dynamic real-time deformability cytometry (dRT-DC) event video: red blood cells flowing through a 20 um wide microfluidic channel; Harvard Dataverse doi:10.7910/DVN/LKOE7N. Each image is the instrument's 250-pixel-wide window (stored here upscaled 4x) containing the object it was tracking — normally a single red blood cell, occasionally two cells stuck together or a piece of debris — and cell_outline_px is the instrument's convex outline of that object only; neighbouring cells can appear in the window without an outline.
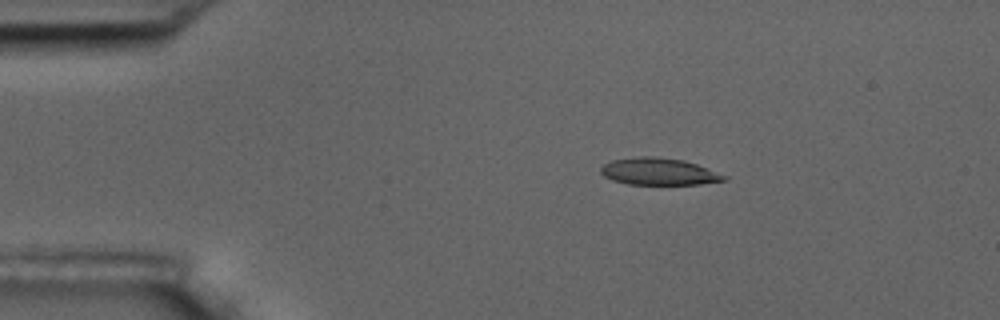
{"species": "common noctule bat (a hibernating species)", "species_latin": "Nyctalus noctula", "temperature_condition": "room temperature", "stored_images_in_passage": 4, "camera_frame_rate_fps": 3000, "um_per_image_px": 0.085, "animal": {"sex": "male", "body_mass_g": 17.5, "forearm_length_mm": 52.3}, "frame": {"image": 1, "passage_image": 2, "time_ms": 1.333, "image_size_px": [1000, 320], "cell_outline_px": [[728, 180], [700, 184], [628, 184], [612, 180], [604, 176], [600, 172], [600, 168], [604, 164], [612, 160], [640, 156], [652, 156], [684, 160], [696, 164], [728, 176]], "centroid_in_image_um": [56.0, 14.58], "position_along_channel_um": 29.0, "area_um2": 19.36}}
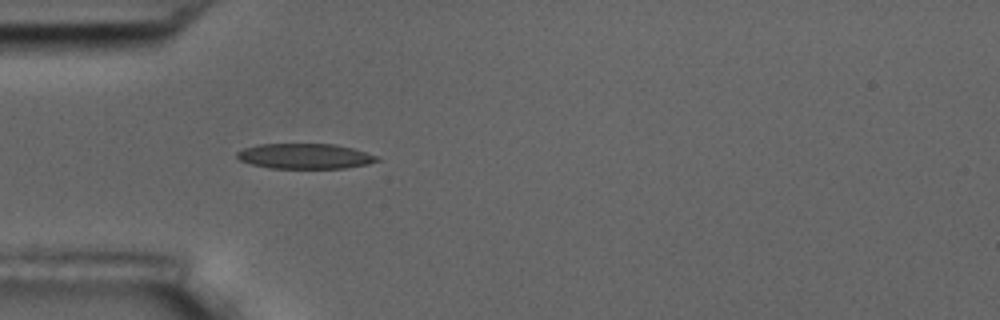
{"frame": {"image": 2, "passage_image": 4, "time_ms": 3.667, "image_size_px": [1000, 320], "cell_outline_px": [[380, 160], [368, 164], [344, 168], [268, 168], [252, 164], [240, 160], [236, 156], [236, 152], [244, 148], [260, 144], [336, 144], [352, 148], [380, 156]], "centroid_in_image_um": [25.94, 13.27], "position_along_channel_um": 59.1, "area_um2": 20.63}}